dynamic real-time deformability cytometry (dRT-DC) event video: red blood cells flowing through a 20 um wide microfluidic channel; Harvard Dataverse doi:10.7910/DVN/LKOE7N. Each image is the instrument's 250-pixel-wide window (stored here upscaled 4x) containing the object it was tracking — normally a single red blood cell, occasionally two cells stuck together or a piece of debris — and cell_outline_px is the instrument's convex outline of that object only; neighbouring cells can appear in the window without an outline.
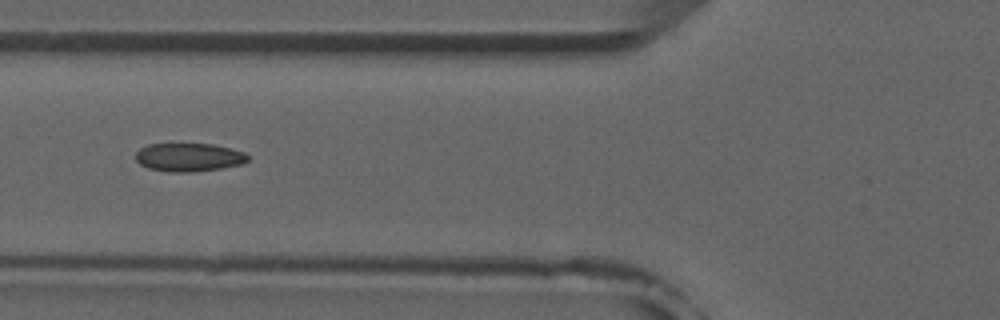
{"species": "common noctule bat (a hibernating species)", "species_latin": "Nyctalus noctula", "temperature_condition": "room temperature", "stored_images_in_passage": 3, "camera_frame_rate_fps": 3000, "um_per_image_px": 0.085, "animal": {"sex": "male", "forearm_length_mm": 52.5}, "frame": {"image": 1, "passage_image": 3, "time_ms": 2.333, "image_size_px": [1000, 320], "cell_outline_px": [[248, 160], [244, 164], [220, 168], [192, 172], [168, 172], [148, 168], [140, 164], [136, 160], [136, 152], [140, 148], [148, 144], [212, 144], [232, 148], [244, 152], [248, 156]], "centroid_in_image_um": [16.06, 13.37], "position_along_channel_um": 109.7, "area_um2": 18.61}}